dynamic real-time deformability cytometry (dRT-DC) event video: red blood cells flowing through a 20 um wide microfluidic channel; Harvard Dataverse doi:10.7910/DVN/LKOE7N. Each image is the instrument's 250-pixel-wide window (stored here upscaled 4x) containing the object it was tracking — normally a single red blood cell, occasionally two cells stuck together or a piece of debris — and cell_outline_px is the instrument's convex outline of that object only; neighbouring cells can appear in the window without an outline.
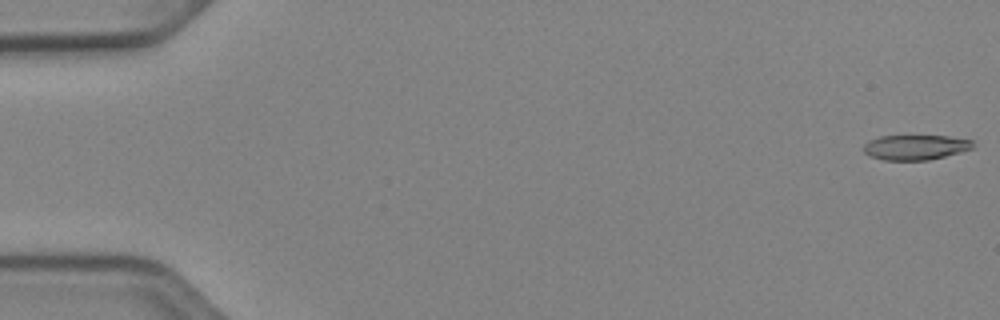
{"species": "Egyptian fruit bat (a non-hibernating species)", "species_latin": "Rousettus aegyptiacus", "temperature_condition": "cold", "stored_images_in_passage": 52, "camera_frame_rate_fps": 3000, "um_per_image_px": 0.085, "animal": {"sex": "female"}, "frame": {"image": 1, "passage_image": 1, "time_ms": 0.0, "image_size_px": [1000, 320], "cell_outline_px": [[972, 148], [960, 152], [928, 160], [884, 160], [868, 156], [864, 152], [864, 144], [868, 140], [880, 136], [948, 136], [972, 140]], "centroid_in_image_um": [77.76, 12.52], "position_along_channel_um": 7.2, "area_um2": 15.84}}
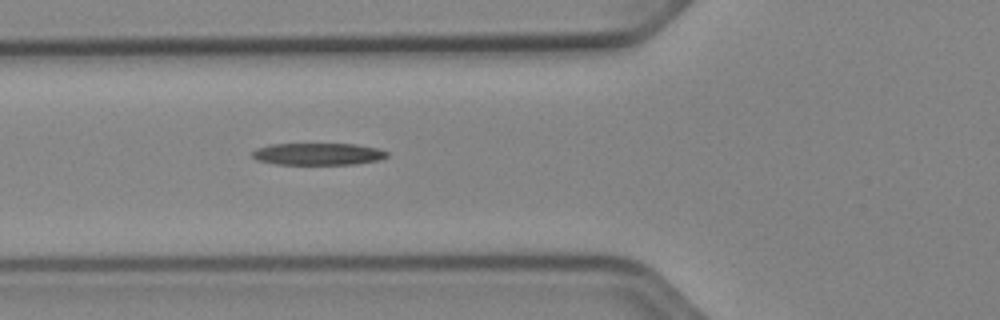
{"frame": {"image": 2, "passage_image": 20, "time_ms": 6.333, "image_size_px": [1000, 320], "cell_outline_px": [[388, 156], [380, 160], [356, 164], [276, 164], [256, 160], [252, 156], [252, 152], [256, 148], [272, 144], [356, 144], [376, 148], [388, 152]], "centroid_in_image_um": [27.03, 13.09], "position_along_channel_um": 98.8, "area_um2": 17.28}}
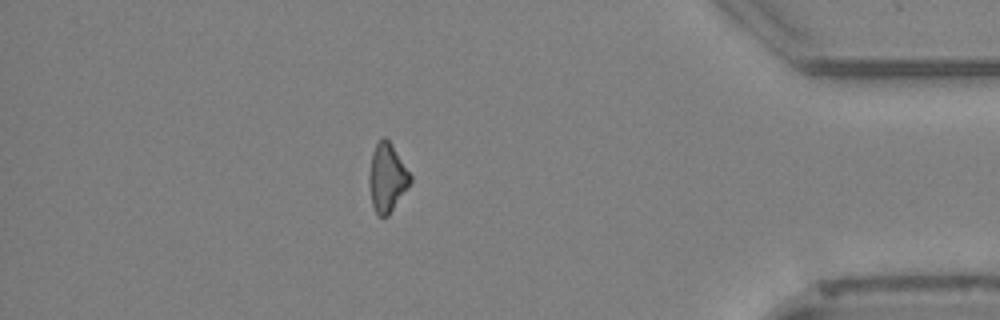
{"frame": {"image": 3, "passage_image": 46, "time_ms": 15.0, "image_size_px": [1000, 320], "cell_outline_px": [[412, 180], [388, 216], [380, 216], [376, 212], [372, 204], [368, 184], [368, 176], [372, 152], [376, 144], [384, 136], [392, 144], [412, 176]], "centroid_in_image_um": [32.89, 15.09], "position_along_channel_um": 402.3, "area_um2": 16.3}}